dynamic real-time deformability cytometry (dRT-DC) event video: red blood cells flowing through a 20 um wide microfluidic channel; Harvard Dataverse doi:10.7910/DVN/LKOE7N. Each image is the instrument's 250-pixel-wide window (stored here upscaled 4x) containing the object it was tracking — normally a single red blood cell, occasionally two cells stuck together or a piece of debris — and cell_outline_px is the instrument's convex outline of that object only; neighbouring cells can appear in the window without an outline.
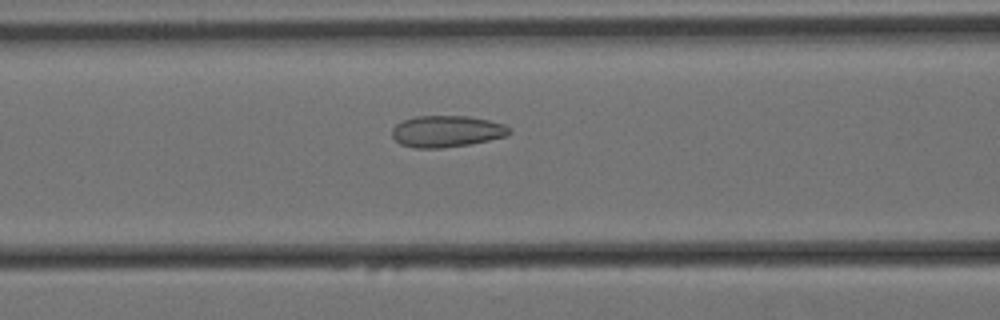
{"species": "Egyptian fruit bat (a non-hibernating species)", "species_latin": "Rousettus aegyptiacus", "temperature_condition": "cold", "stored_images_in_passage": 44, "camera_frame_rate_fps": 3000, "um_per_image_px": 0.085, "animal": {"sex": "female"}, "frame": {"image": 1, "passage_image": 8, "time_ms": 2.333, "image_size_px": [1000, 320], "cell_outline_px": [[512, 132], [508, 136], [468, 144], [440, 148], [412, 148], [400, 144], [392, 136], [392, 128], [396, 124], [404, 120], [416, 116], [468, 116], [488, 120], [504, 124], [512, 128]], "centroid_in_image_um": [37.98, 11.16], "position_along_channel_um": 128.6, "area_um2": 21.62}}
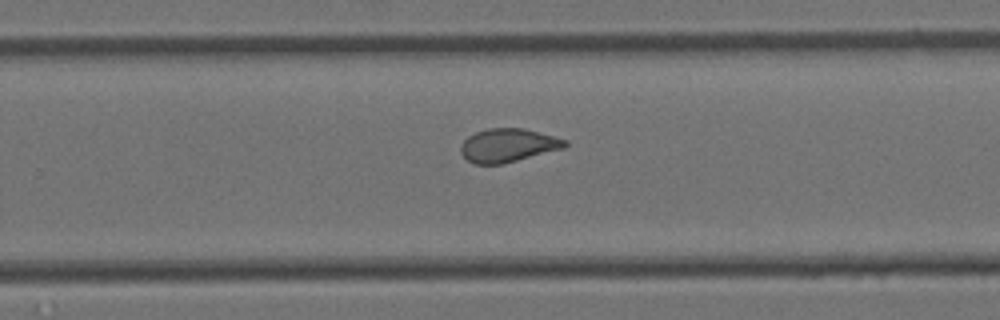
{"frame": {"image": 2, "passage_image": 22, "time_ms": 7.0, "image_size_px": [1000, 320], "cell_outline_px": [[568, 144], [564, 148], [500, 164], [476, 164], [468, 160], [460, 152], [460, 144], [468, 136], [476, 132], [488, 128], [524, 128], [568, 140]], "centroid_in_image_um": [43.17, 12.34], "position_along_channel_um": 286.6, "area_um2": 20.17}}
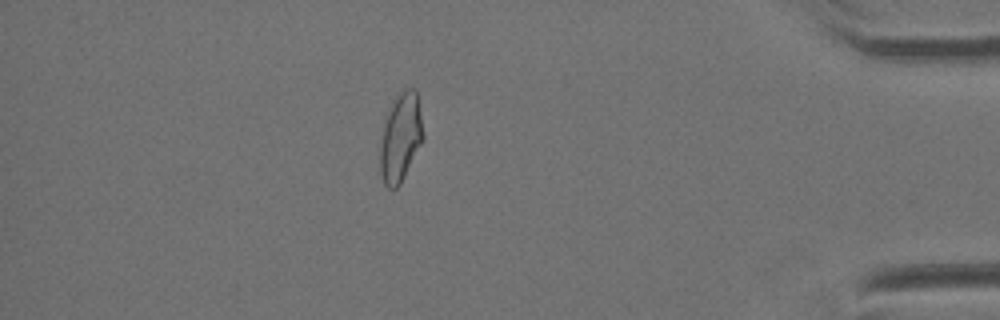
{"frame": {"image": 3, "passage_image": 36, "time_ms": 11.667, "image_size_px": [1000, 320], "cell_outline_px": [[424, 136], [400, 184], [396, 188], [388, 188], [384, 184], [380, 172], [380, 144], [384, 120], [388, 108], [396, 92], [404, 88], [412, 88], [416, 92]], "centroid_in_image_um": [34.01, 11.63], "position_along_channel_um": 401.2, "area_um2": 22.14}, "authors_computed_cell_mechanics": {"area_um2": 21.097, "velocity_mm_per_s": 3.3992, "shape_relaxation_time_tau1_ms": null, "shape_relaxation_time_tau2_ms": 1.4603, "deformation_change_tau1": null, "deformation_change_tau2": 0.0814}}